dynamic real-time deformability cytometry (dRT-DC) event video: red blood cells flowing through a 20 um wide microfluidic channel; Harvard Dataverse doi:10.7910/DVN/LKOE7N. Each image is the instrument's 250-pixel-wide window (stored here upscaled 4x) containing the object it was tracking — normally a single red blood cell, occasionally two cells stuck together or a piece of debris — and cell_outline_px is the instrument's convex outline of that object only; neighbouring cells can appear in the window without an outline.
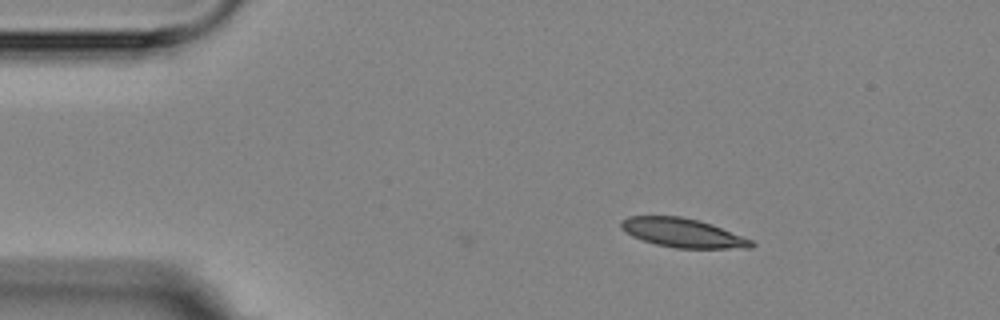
{"species": "Egyptian fruit bat (a non-hibernating species)", "species_latin": "Rousettus aegyptiacus", "temperature_condition": "room temperature", "stored_images_in_passage": 3, "camera_frame_rate_fps": 3000, "um_per_image_px": 0.085, "animal": {"sex": "female"}, "frame": {"image": 1, "passage_image": 1, "time_ms": 0.0, "image_size_px": [1000, 320], "cell_outline_px": [[756, 244], [752, 248], [676, 248], [656, 244], [632, 236], [620, 224], [628, 216], [680, 216], [712, 224], [752, 240]], "centroid_in_image_um": [58.08, 19.8], "position_along_channel_um": 26.9, "area_um2": 21.62}}